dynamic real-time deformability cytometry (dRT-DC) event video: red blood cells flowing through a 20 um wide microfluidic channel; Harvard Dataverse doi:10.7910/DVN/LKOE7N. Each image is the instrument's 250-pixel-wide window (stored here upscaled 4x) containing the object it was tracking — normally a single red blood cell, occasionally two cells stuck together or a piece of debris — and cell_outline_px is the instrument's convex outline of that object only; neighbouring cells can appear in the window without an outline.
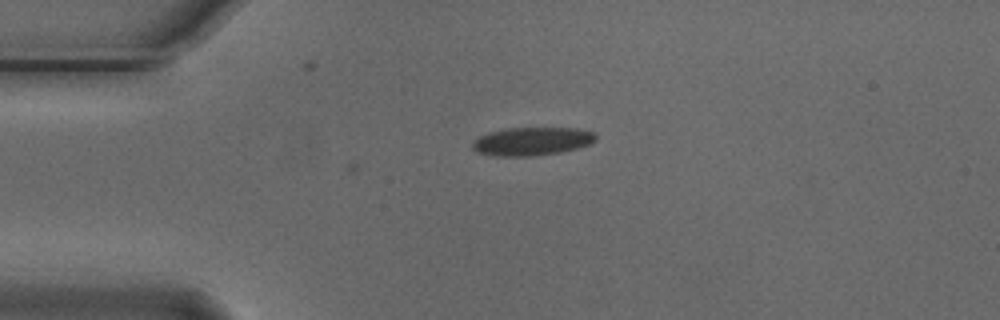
{"species": "Egyptian fruit bat (a non-hibernating species)", "species_latin": "Rousettus aegyptiacus", "temperature_condition": "cold", "stored_images_in_passage": 3, "camera_frame_rate_fps": 3000, "um_per_image_px": 0.085, "animal": {"sex": "male"}, "frame": {"image": 1, "passage_image": 1, "time_ms": 0.0, "image_size_px": [1000, 320], "cell_outline_px": [[596, 140], [588, 144], [576, 148], [560, 152], [532, 156], [492, 156], [476, 152], [472, 148], [472, 140], [488, 132], [508, 128], [576, 128], [592, 132], [596, 136]], "centroid_in_image_um": [45.15, 12.01], "position_along_channel_um": 39.9, "area_um2": 20.29}}